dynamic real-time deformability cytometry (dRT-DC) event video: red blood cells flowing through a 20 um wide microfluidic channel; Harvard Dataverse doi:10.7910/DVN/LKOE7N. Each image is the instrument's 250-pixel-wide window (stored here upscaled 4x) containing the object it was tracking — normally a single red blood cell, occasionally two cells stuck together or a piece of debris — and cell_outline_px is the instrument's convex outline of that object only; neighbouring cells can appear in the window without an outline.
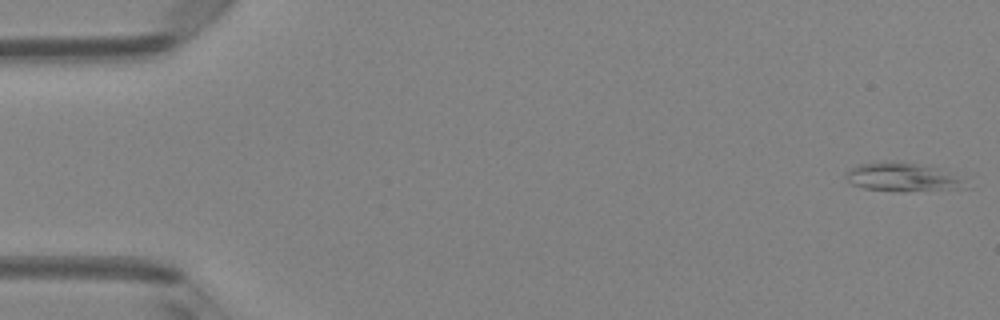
{"species": "Egyptian fruit bat (a non-hibernating species)", "species_latin": "Rousettus aegyptiacus", "temperature_condition": "room temperature", "stored_images_in_passage": 49, "camera_frame_rate_fps": 3000, "um_per_image_px": 0.085, "animal": {"sex": "female"}, "frame": {"image": 1, "passage_image": 1, "time_ms": 0.0, "image_size_px": [1000, 320], "cell_outline_px": [[972, 188], [864, 188], [852, 184], [848, 180], [844, 172], [860, 164], [872, 160], [896, 160], [936, 168], [960, 180]], "centroid_in_image_um": [76.54, 14.96], "position_along_channel_um": 8.5, "area_um2": 18.44}}
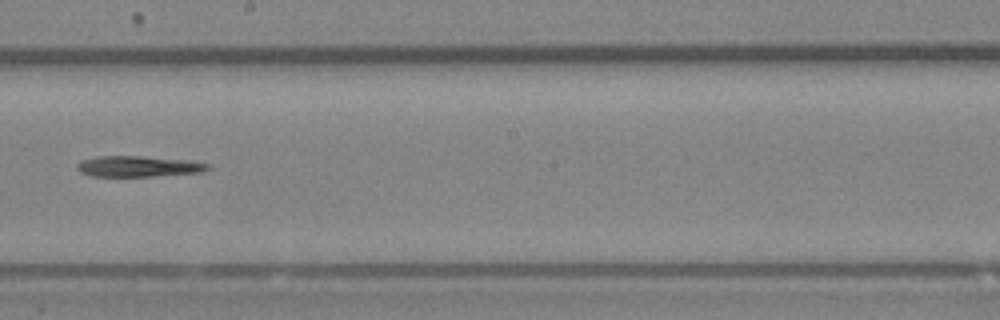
{"frame": {"image": 2, "passage_image": 28, "time_ms": 9.0, "image_size_px": [1000, 320], "cell_outline_px": [[212, 164], [208, 168], [200, 172], [152, 176], [92, 176], [80, 172], [76, 168], [76, 164], [80, 160], [96, 156], [140, 156], [188, 160]], "centroid_in_image_um": [11.7, 14.13], "position_along_channel_um": 236.5, "area_um2": 15.84}}
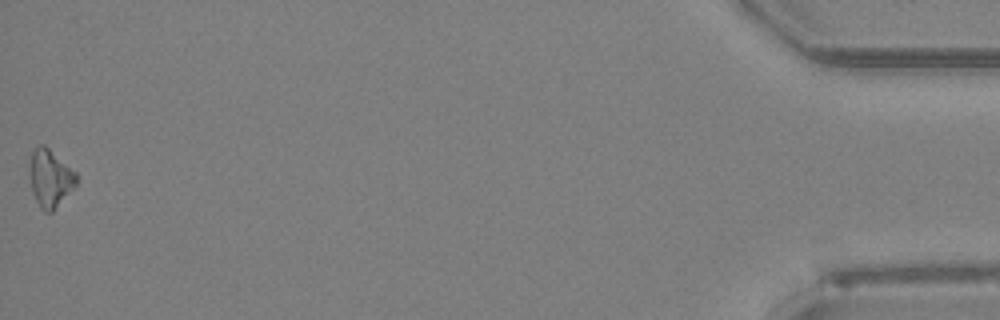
{"frame": {"image": 3, "passage_image": 49, "time_ms": 16.0, "image_size_px": [1000, 320], "cell_outline_px": [[76, 184], [52, 212], [44, 212], [40, 208], [36, 200], [28, 176], [28, 164], [32, 152], [40, 144], [44, 144], [76, 172]], "centroid_in_image_um": [4.22, 15.13], "position_along_channel_um": 431.0, "area_um2": 15.61}}